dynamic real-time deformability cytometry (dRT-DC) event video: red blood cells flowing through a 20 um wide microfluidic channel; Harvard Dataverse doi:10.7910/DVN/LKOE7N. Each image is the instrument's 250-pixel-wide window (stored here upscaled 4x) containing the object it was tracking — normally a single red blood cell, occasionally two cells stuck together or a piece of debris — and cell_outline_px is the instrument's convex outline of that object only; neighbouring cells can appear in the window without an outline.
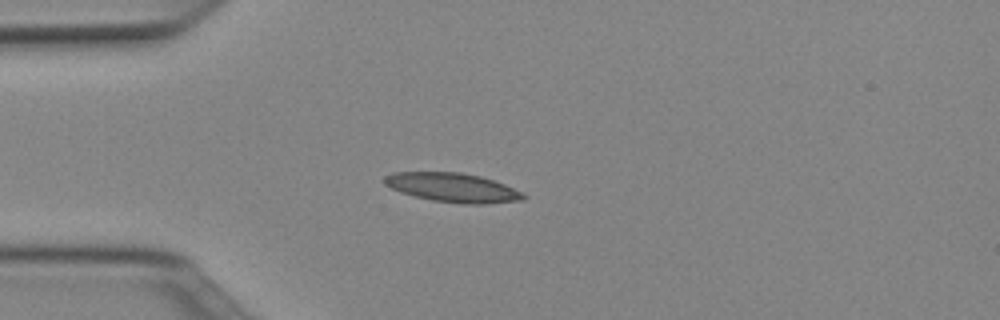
{"species": "Egyptian fruit bat (a non-hibernating species)", "species_latin": "Rousettus aegyptiacus", "temperature_condition": "cold", "stored_images_in_passage": 38, "camera_frame_rate_fps": 3000, "um_per_image_px": 0.085, "animal": {"sex": "female"}, "frame": {"image": 1, "passage_image": 1, "time_ms": 0.0, "image_size_px": [1000, 320], "cell_outline_px": [[528, 196], [524, 200], [484, 204], [464, 204], [432, 200], [400, 192], [384, 184], [384, 176], [392, 172], [460, 172], [480, 176], [504, 184], [524, 192]], "centroid_in_image_um": [38.51, 15.94], "position_along_channel_um": 46.5, "area_um2": 23.64}}
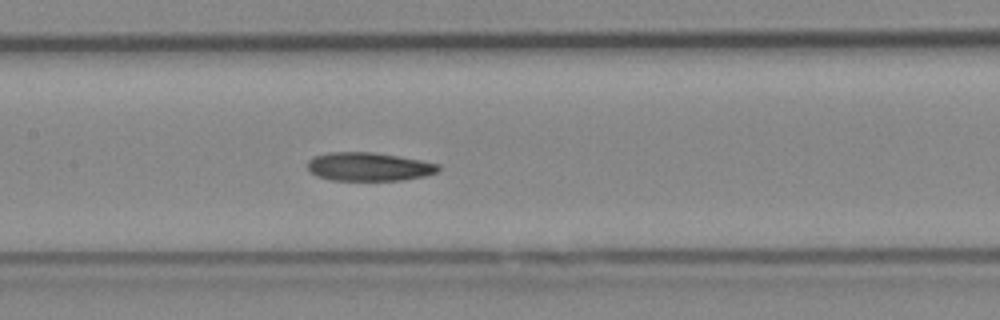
{"frame": {"image": 2, "passage_image": 12, "time_ms": 3.667, "image_size_px": [1000, 320], "cell_outline_px": [[440, 168], [436, 172], [424, 176], [400, 180], [328, 180], [316, 176], [308, 168], [308, 160], [312, 156], [328, 152], [372, 152], [400, 156], [440, 164]], "centroid_in_image_um": [31.32, 14.16], "position_along_channel_um": 176.1, "area_um2": 21.79}}
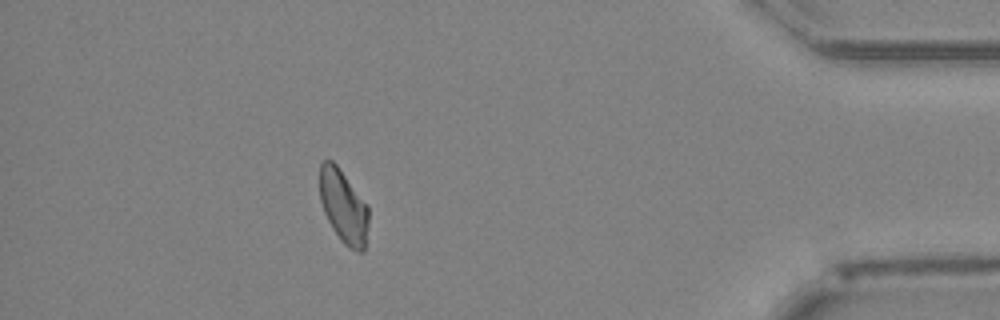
{"frame": {"image": 3, "passage_image": 33, "time_ms": 10.667, "image_size_px": [1000, 320], "cell_outline_px": [[368, 224], [364, 252], [356, 252], [348, 248], [340, 240], [332, 228], [324, 212], [320, 200], [320, 164], [324, 160], [332, 160], [336, 164], [368, 204]], "centroid_in_image_um": [29.21, 17.57], "position_along_channel_um": 406.0, "area_um2": 21.04}}